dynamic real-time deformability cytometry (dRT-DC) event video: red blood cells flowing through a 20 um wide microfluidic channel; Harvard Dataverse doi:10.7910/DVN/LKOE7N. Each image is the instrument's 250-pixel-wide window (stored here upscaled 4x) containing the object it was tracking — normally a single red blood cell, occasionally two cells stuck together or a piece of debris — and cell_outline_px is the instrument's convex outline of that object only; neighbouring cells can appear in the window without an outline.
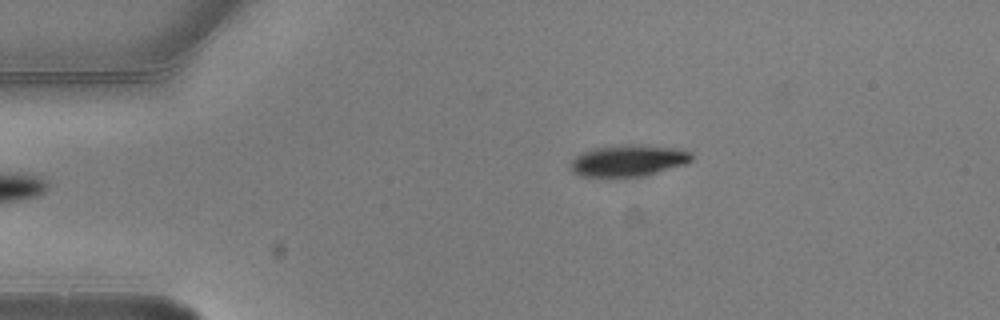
{"species": "common noctule bat (a hibernating species)", "species_latin": "Nyctalus noctula", "temperature_condition": "warm", "stored_images_in_passage": 3, "camera_frame_rate_fps": 3000, "um_per_image_px": 0.085, "animal": {"sex": "male", "body_mass_g": 20.5, "forearm_length_mm": 52.5}, "frame": {"image": 1, "passage_image": 3, "time_ms": 0.667, "image_size_px": [1000, 320], "cell_outline_px": [[692, 160], [688, 164], [644, 176], [580, 176], [572, 172], [568, 168], [572, 160], [576, 156], [592, 148], [624, 144], [628, 144], [684, 148], [692, 152]], "centroid_in_image_um": [53.46, 13.64], "position_along_channel_um": 31.5, "area_um2": 22.54}}